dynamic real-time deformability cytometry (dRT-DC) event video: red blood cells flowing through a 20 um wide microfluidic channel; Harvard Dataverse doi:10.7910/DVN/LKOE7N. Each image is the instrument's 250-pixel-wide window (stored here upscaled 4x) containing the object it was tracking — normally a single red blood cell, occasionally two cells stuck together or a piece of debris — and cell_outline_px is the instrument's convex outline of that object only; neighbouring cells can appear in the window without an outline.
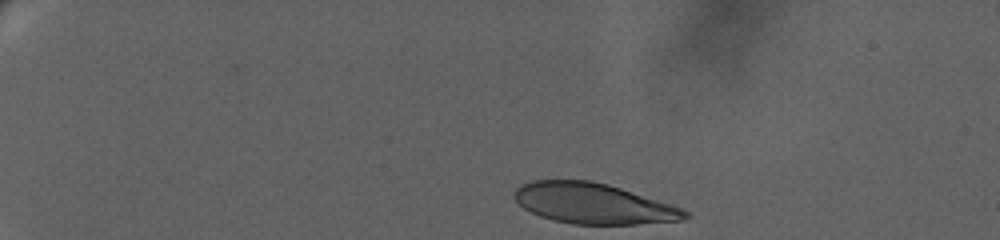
{"species": "human", "species_latin": "Homo sapiens", "temperature_condition": "warm", "stored_images_in_passage": 27, "camera_frame_rate_fps": 3000, "um_per_image_px": 0.085, "donor": {"sex": "female"}, "frame": {"image": 1, "passage_image": 1, "time_ms": 0.0, "image_size_px": [1000, 240], "cell_outline_px": [[692, 216], [684, 220], [636, 224], [572, 224], [552, 220], [540, 216], [524, 208], [516, 200], [512, 192], [520, 184], [532, 180], [592, 180], [608, 184], [672, 204], [692, 212]], "centroid_in_image_um": [50.47, 17.29], "position_along_channel_um": 34.5, "area_um2": 40.63}}
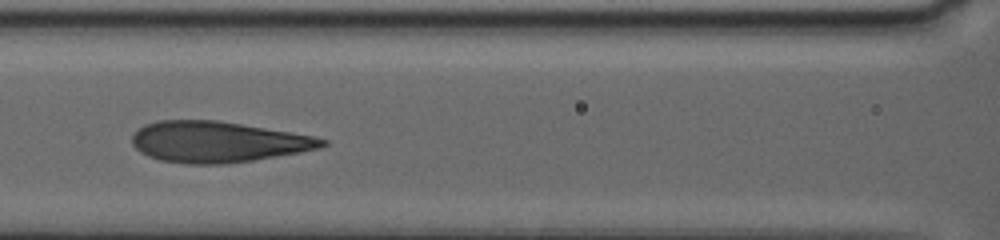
{"frame": {"image": 2, "passage_image": 17, "time_ms": 7.0, "image_size_px": [1000, 240], "cell_outline_px": [[328, 144], [320, 148], [300, 152], [252, 160], [224, 164], [188, 164], [160, 160], [148, 156], [140, 152], [132, 144], [132, 136], [144, 124], [156, 120], [216, 120], [292, 132], [312, 136], [328, 140]], "centroid_in_image_um": [18.49, 12.06], "position_along_channel_um": 148.1, "area_um2": 45.2}}
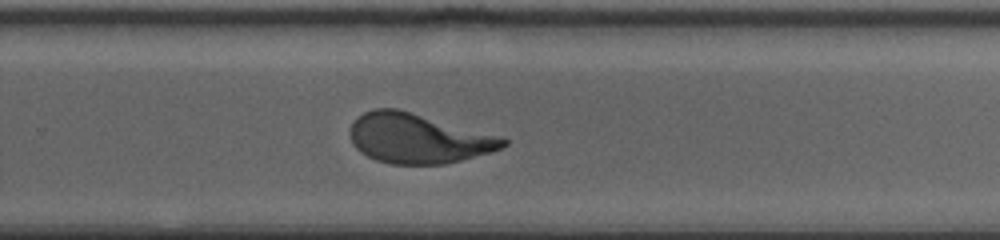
{"frame": {"image": 3, "passage_image": 27, "time_ms": 11.667, "image_size_px": [1000, 240], "cell_outline_px": [[508, 144], [500, 148], [488, 152], [460, 160], [444, 164], [388, 164], [376, 160], [360, 152], [352, 144], [352, 124], [364, 112], [376, 108], [396, 108], [504, 136], [508, 140]], "centroid_in_image_um": [35.57, 11.76], "position_along_channel_um": 294.2, "area_um2": 44.16}}